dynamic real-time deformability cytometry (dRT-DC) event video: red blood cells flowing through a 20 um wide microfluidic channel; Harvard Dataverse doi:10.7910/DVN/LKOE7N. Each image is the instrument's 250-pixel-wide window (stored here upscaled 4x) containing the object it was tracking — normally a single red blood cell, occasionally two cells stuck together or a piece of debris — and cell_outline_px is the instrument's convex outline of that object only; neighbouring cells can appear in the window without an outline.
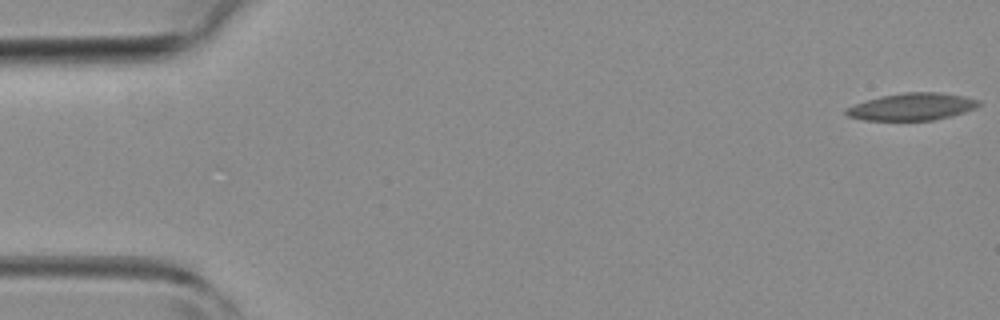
{"species": "common noctule bat (a hibernating species)", "species_latin": "Nyctalus noctula", "temperature_condition": "room temperature", "stored_images_in_passage": 5, "segment_of_instrument_passage": [1, 2], "camera_frame_rate_fps": 3000, "um_per_image_px": 0.085, "animal": {"sex": "female", "body_mass_g": 19.3, "forearm_length_mm": 54.1}, "frame": {"image": 1, "passage_image": 1, "time_ms": 0.0, "image_size_px": [1000, 320], "cell_outline_px": [[980, 104], [976, 108], [952, 116], [932, 120], [864, 120], [848, 116], [844, 112], [844, 108], [880, 96], [904, 92], [940, 92], [964, 96], [980, 100]], "centroid_in_image_um": [77.54, 9.06], "position_along_channel_um": 7.5, "area_um2": 21.04}}
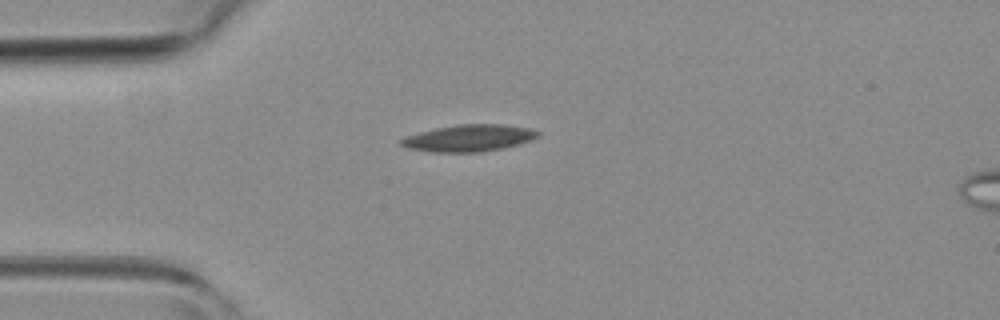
{"frame": {"image": 2, "passage_image": 4, "time_ms": 3.667, "image_size_px": [1000, 320], "cell_outline_px": [[540, 136], [532, 140], [520, 144], [504, 148], [480, 152], [432, 152], [408, 148], [400, 144], [400, 140], [404, 136], [436, 128], [460, 124], [504, 124], [532, 128], [540, 132]], "centroid_in_image_um": [39.91, 11.73], "position_along_channel_um": 45.1, "area_um2": 21.56}}